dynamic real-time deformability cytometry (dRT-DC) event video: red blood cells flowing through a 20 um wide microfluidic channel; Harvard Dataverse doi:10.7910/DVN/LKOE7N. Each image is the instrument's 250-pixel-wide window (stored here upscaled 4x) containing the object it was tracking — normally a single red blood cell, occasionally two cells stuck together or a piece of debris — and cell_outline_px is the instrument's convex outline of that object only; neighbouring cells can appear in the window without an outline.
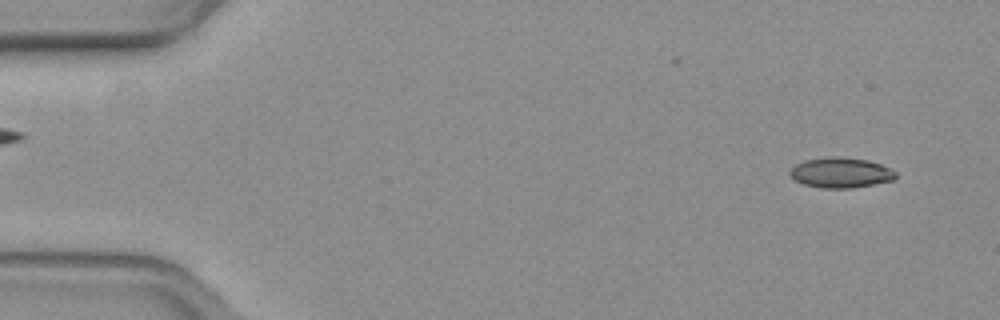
{"species": "common noctule bat (a hibernating species)", "species_latin": "Nyctalus noctula", "temperature_condition": "warm", "stored_images_in_passage": 7, "camera_frame_rate_fps": 3000, "um_per_image_px": 0.085, "animal": {"sex": "female", "body_mass_g": 19.3, "forearm_length_mm": 54.1}, "frame": {"image": 1, "passage_image": 3, "time_ms": 0.667, "image_size_px": [1000, 320], "cell_outline_px": [[896, 176], [892, 180], [852, 188], [820, 188], [804, 184], [796, 180], [788, 172], [796, 164], [804, 160], [828, 156], [836, 156], [868, 160], [880, 164], [896, 172]], "centroid_in_image_um": [71.44, 14.67], "position_along_channel_um": 13.6, "area_um2": 18.5}}